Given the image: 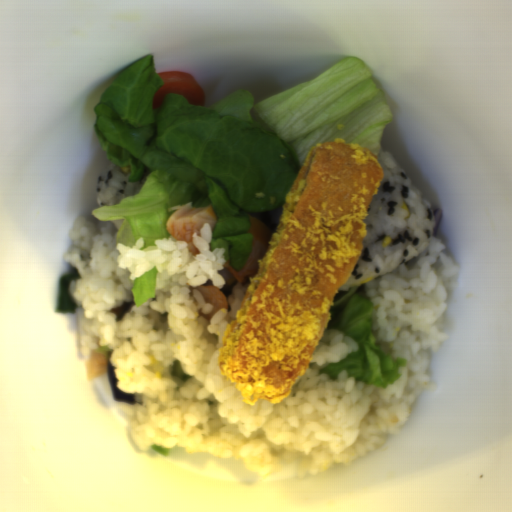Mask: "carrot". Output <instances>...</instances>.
I'll return each mask as SVG.
<instances>
[{
  "mask_svg": "<svg viewBox=\"0 0 512 512\" xmlns=\"http://www.w3.org/2000/svg\"><path fill=\"white\" fill-rule=\"evenodd\" d=\"M163 80L152 95V107L159 108L164 97L168 93H175L182 96L188 103L204 106L205 95L200 84L187 72L165 71L157 73Z\"/></svg>",
  "mask_w": 512,
  "mask_h": 512,
  "instance_id": "carrot-1",
  "label": "carrot"
}]
</instances>
